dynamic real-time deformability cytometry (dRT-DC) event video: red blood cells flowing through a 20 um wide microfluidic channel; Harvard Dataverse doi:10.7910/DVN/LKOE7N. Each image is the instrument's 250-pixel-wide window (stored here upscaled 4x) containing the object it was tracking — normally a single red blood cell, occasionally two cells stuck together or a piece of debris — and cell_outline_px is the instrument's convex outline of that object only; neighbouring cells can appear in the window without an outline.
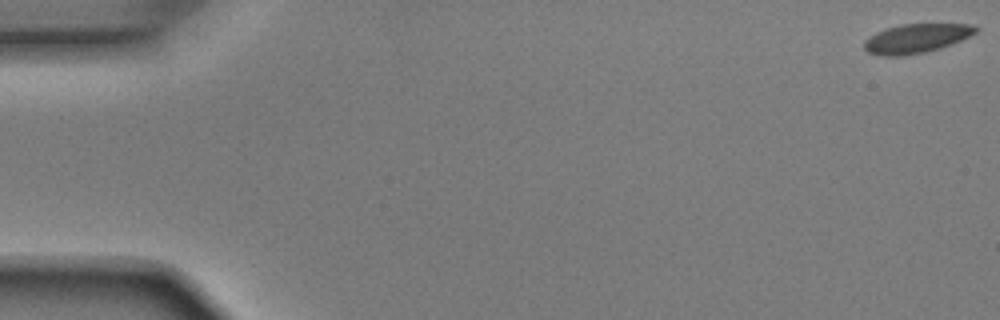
{"species": "Egyptian fruit bat (a non-hibernating species)", "species_latin": "Rousettus aegyptiacus", "temperature_condition": "room temperature", "stored_images_in_passage": 47, "camera_frame_rate_fps": 3000, "um_per_image_px": 0.085, "animal": {"sex": "male"}, "frame": {"image": 1, "passage_image": 1, "time_ms": 0.0, "image_size_px": [1000, 320], "cell_outline_px": [[980, 28], [976, 32], [952, 44], [940, 48], [924, 52], [904, 56], [880, 56], [868, 52], [864, 48], [864, 40], [876, 32], [900, 24], [972, 24]], "centroid_in_image_um": [77.87, 3.27], "position_along_channel_um": 7.1, "area_um2": 18.9}}
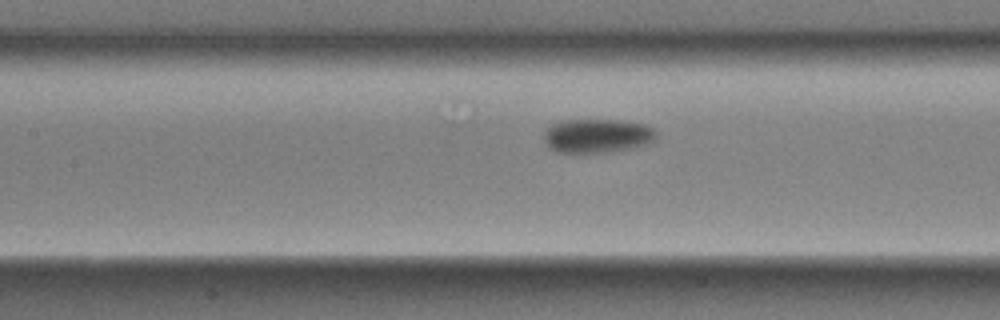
{"frame": {"image": 2, "passage_image": 24, "time_ms": 7.667, "image_size_px": [1000, 320], "cell_outline_px": [[656, 140], [632, 148], [604, 152], [556, 152], [548, 148], [544, 140], [544, 132], [552, 124], [564, 120], [624, 120], [644, 124], [652, 128], [656, 132]], "centroid_in_image_um": [50.75, 11.53], "position_along_channel_um": 156.7, "area_um2": 22.2}}
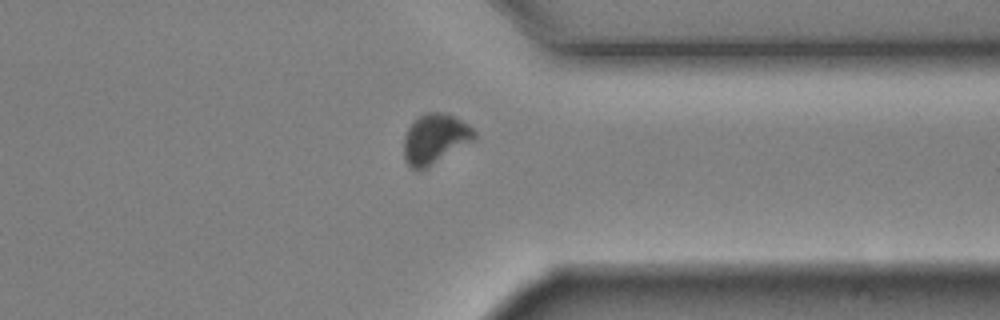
{"frame": {"image": 3, "passage_image": 41, "time_ms": 13.333, "image_size_px": [1000, 320], "cell_outline_px": [[476, 140], [432, 164], [424, 168], [412, 168], [404, 160], [404, 136], [412, 120], [416, 116], [424, 112], [440, 112], [456, 116], [468, 124], [476, 132]], "centroid_in_image_um": [36.98, 11.75], "position_along_channel_um": 374.4, "area_um2": 20.63}, "authors_computed_cell_mechanics": {"area_um2": 20.6346, "velocity_mm_per_s": 3.895, "shape_relaxation_time_tau1_ms": 2.3863, "shape_relaxation_time_tau2_ms": null, "deformation_change_tau1": 0.1045, "deformation_change_tau2": null}}